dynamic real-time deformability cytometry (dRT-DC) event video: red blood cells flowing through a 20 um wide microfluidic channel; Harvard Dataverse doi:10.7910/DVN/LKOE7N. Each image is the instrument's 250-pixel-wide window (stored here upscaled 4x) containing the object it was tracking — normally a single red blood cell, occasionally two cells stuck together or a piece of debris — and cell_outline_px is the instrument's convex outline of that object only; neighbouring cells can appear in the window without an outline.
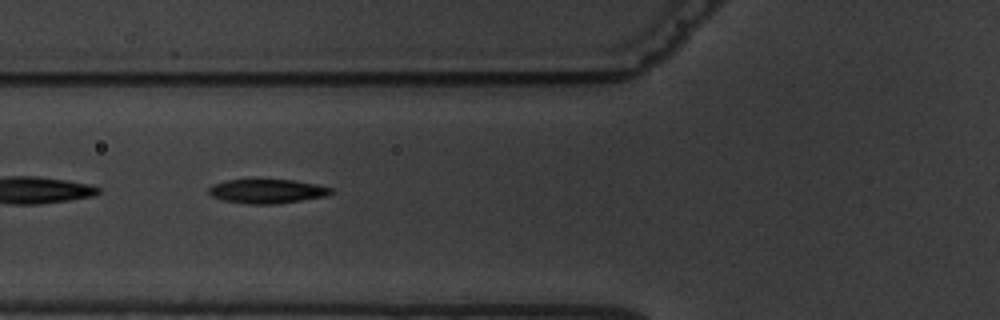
{"species": "common noctule bat (a hibernating species)", "species_latin": "Nyctalus noctula", "temperature_condition": "warm", "stored_images_in_passage": 7, "camera_frame_rate_fps": 3000, "um_per_image_px": 0.085, "animal": {"sex": "male", "body_mass_g": 19.5, "forearm_length_mm": 54.6}, "frame": {"image": 1, "passage_image": 7, "time_ms": 7.0, "image_size_px": [1000, 320], "cell_outline_px": [[336, 192], [324, 196], [276, 204], [248, 204], [224, 200], [212, 196], [208, 192], [208, 188], [212, 184], [224, 180], [296, 180], [316, 184], [332, 188]], "centroid_in_image_um": [22.7, 16.25], "position_along_channel_um": 103.1, "area_um2": 17.17}}